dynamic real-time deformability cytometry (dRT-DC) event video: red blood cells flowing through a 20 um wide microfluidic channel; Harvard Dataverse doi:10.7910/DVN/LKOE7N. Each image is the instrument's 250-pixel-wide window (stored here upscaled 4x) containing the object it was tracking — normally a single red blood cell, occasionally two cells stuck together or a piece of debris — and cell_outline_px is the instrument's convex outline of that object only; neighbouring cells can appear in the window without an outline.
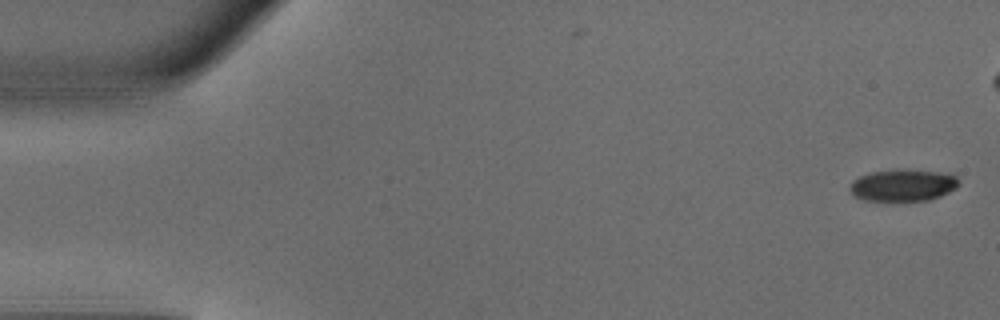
{"species": "common noctule bat (a hibernating species)", "species_latin": "Nyctalus noctula", "temperature_condition": "warm", "stored_images_in_passage": 44, "camera_frame_rate_fps": 3000, "um_per_image_px": 0.085, "animal": {"sex": "male", "body_mass_g": 18.8}, "frame": {"image": 1, "passage_image": 2, "time_ms": 0.333, "image_size_px": [1000, 320], "cell_outline_px": [[960, 184], [956, 188], [940, 196], [928, 200], [864, 200], [856, 196], [848, 188], [852, 180], [860, 176], [872, 172], [936, 172], [956, 176], [960, 180]], "centroid_in_image_um": [76.75, 15.78], "position_along_channel_um": 8.2, "area_um2": 19.25}}
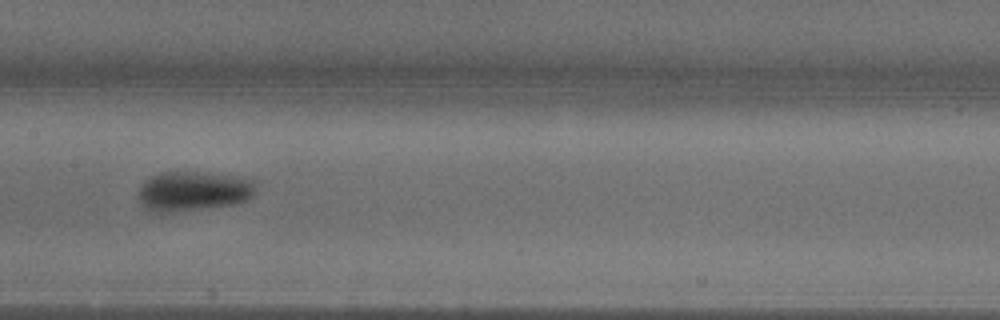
{"frame": {"image": 2, "passage_image": 25, "time_ms": 8.0, "image_size_px": [1000, 320], "cell_outline_px": [[256, 192], [248, 200], [236, 204], [164, 212], [152, 212], [144, 208], [140, 200], [140, 188], [144, 180], [160, 172], [204, 172], [252, 180]], "centroid_in_image_um": [16.41, 16.24], "position_along_channel_um": 191.0, "area_um2": 26.7}}
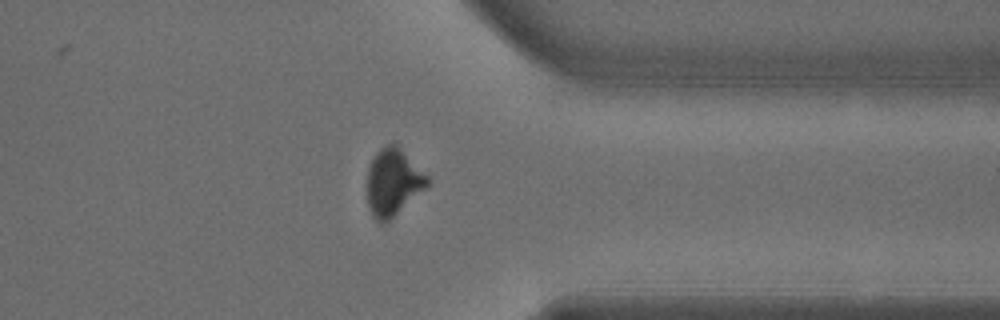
{"frame": {"image": 3, "passage_image": 39, "time_ms": 12.667, "image_size_px": [1000, 320], "cell_outline_px": [[432, 180], [424, 188], [384, 224], [380, 224], [372, 216], [368, 208], [368, 168], [376, 152], [380, 148], [388, 144], [396, 144]], "centroid_in_image_um": [33.39, 15.49], "position_along_channel_um": 378.0, "area_um2": 23.0}}